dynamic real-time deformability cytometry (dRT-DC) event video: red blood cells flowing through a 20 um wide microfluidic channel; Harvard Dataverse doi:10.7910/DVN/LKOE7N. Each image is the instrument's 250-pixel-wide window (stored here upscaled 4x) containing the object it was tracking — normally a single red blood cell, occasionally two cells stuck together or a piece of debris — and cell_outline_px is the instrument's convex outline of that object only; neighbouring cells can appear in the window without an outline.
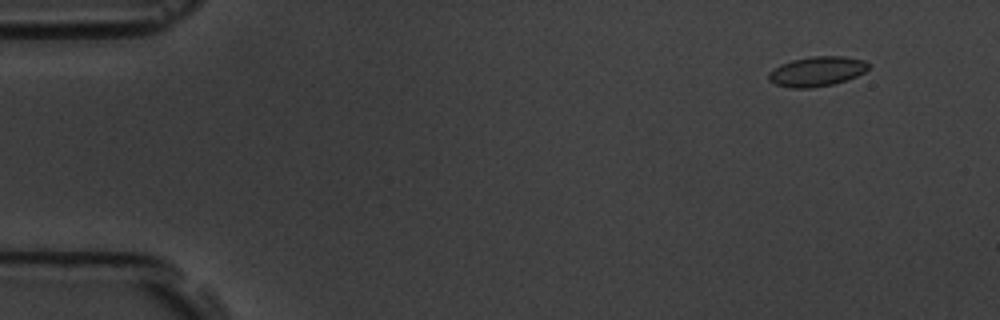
{"species": "common noctule bat (a hibernating species)", "species_latin": "Nyctalus noctula", "temperature_condition": "room temperature", "stored_images_in_passage": 8, "camera_frame_rate_fps": 3000, "um_per_image_px": 0.085, "animal": {"sex": "male", "body_mass_g": 19.5, "forearm_length_mm": 54.6}, "frame": {"image": 1, "passage_image": 2, "time_ms": 1.333, "image_size_px": [1000, 320], "cell_outline_px": [[872, 64], [864, 72], [856, 76], [832, 84], [808, 88], [792, 88], [776, 84], [768, 80], [768, 72], [780, 64], [792, 60], [812, 56], [844, 56], [864, 60]], "centroid_in_image_um": [69.43, 6.05], "position_along_channel_um": 15.6, "area_um2": 17.28}}
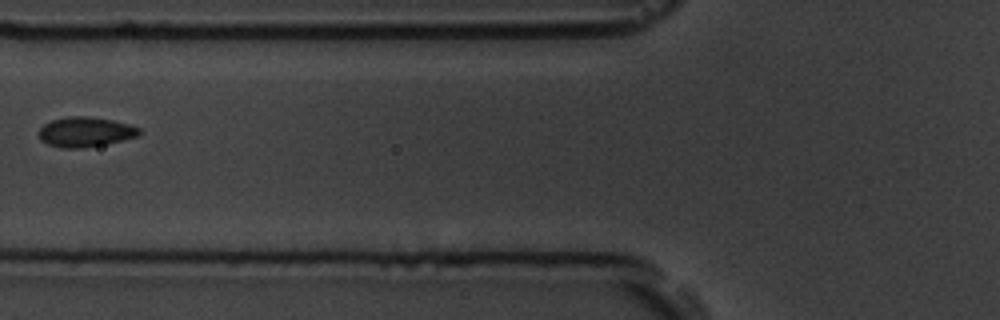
{"frame": {"image": 2, "passage_image": 7, "time_ms": 7.333, "image_size_px": [1000, 320], "cell_outline_px": [[140, 136], [124, 140], [104, 144], [80, 148], [60, 148], [48, 144], [40, 140], [36, 132], [44, 124], [52, 120], [68, 116], [88, 116], [112, 120], [128, 124], [140, 128]], "centroid_in_image_um": [7.23, 11.21], "position_along_channel_um": 118.6, "area_um2": 17.63}}
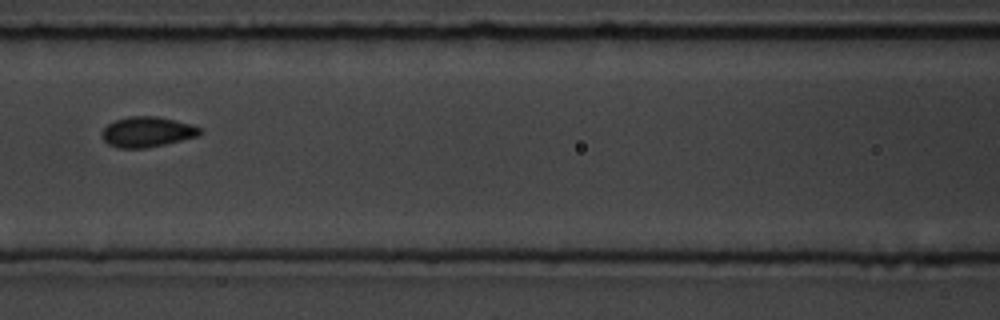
{"frame": {"image": 3, "passage_image": 8, "time_ms": 8.333, "image_size_px": [1000, 320], "cell_outline_px": [[204, 132], [196, 136], [148, 148], [116, 148], [108, 144], [104, 140], [100, 132], [108, 124], [116, 120], [128, 116], [156, 116], [176, 120], [192, 124], [200, 128]], "centroid_in_image_um": [12.49, 11.21], "position_along_channel_um": 154.1, "area_um2": 17.34}}